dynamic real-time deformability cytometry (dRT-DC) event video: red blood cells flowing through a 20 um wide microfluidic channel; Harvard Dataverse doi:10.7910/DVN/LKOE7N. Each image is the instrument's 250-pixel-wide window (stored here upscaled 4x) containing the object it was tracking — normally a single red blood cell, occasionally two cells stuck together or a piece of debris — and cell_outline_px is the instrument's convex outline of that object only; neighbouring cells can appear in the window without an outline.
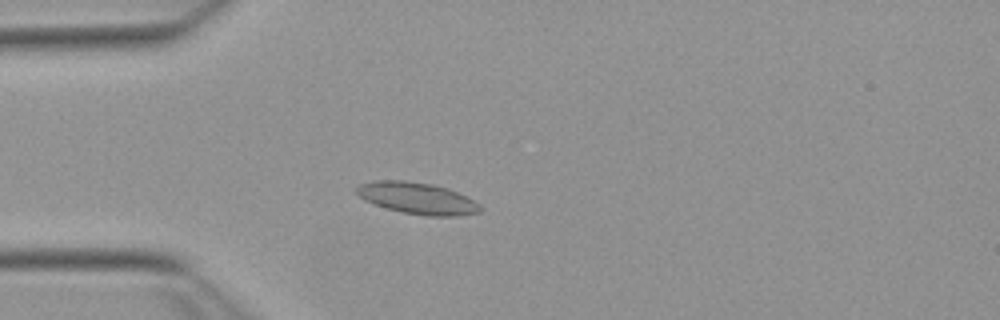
{"species": "Egyptian fruit bat (a non-hibernating species)", "species_latin": "Rousettus aegyptiacus", "temperature_condition": "warm", "stored_images_in_passage": 46, "camera_frame_rate_fps": 3000, "um_per_image_px": 0.085, "animal": {"sex": "female"}, "frame": {"image": 1, "passage_image": 8, "time_ms": 2.333, "image_size_px": [1000, 320], "cell_outline_px": [[484, 208], [480, 212], [460, 216], [428, 216], [400, 212], [364, 200], [352, 188], [360, 184], [376, 180], [404, 180], [432, 184], [448, 188], [480, 204]], "centroid_in_image_um": [35.47, 16.85], "position_along_channel_um": 49.5, "area_um2": 22.83}}
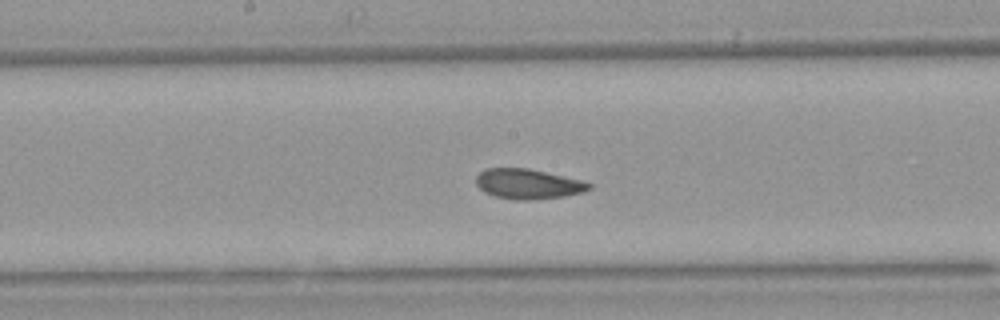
{"frame": {"image": 2, "passage_image": 21, "time_ms": 6.667, "image_size_px": [1000, 320], "cell_outline_px": [[592, 188], [584, 192], [564, 196], [528, 200], [512, 200], [496, 196], [484, 192], [476, 184], [476, 176], [484, 168], [528, 168], [584, 180], [592, 184]], "centroid_in_image_um": [44.9, 15.63], "position_along_channel_um": 203.3, "area_um2": 19.94}}
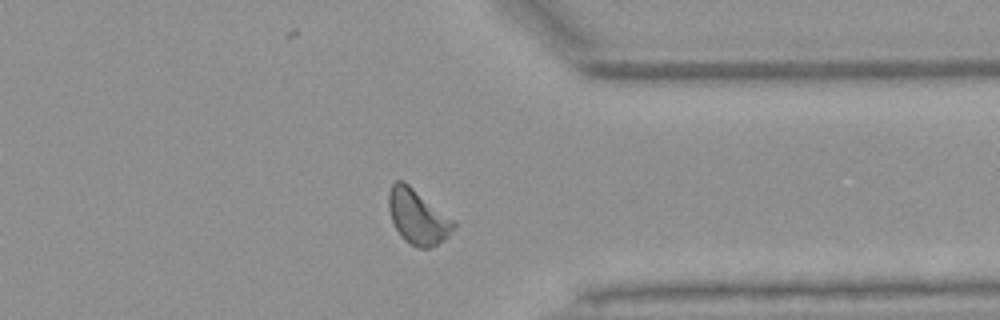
{"frame": {"image": 3, "passage_image": 35, "time_ms": 11.333, "image_size_px": [1000, 320], "cell_outline_px": [[456, 224], [448, 236], [444, 240], [428, 248], [420, 248], [404, 240], [400, 236], [392, 220], [388, 208], [388, 192], [392, 184], [396, 180], [404, 180], [456, 220]], "centroid_in_image_um": [35.51, 18.39], "position_along_channel_um": 375.9, "area_um2": 20.92}, "authors_computed_cell_mechanics": {"area_um2": 20.1722, "velocity_mm_per_s": 3.8159, "shape_relaxation_time_tau1_ms": 5.1929, "shape_relaxation_time_tau2_ms": 2.1181, "deformation_change_tau1": 0.1112, "deformation_change_tau2": 0.0785}}